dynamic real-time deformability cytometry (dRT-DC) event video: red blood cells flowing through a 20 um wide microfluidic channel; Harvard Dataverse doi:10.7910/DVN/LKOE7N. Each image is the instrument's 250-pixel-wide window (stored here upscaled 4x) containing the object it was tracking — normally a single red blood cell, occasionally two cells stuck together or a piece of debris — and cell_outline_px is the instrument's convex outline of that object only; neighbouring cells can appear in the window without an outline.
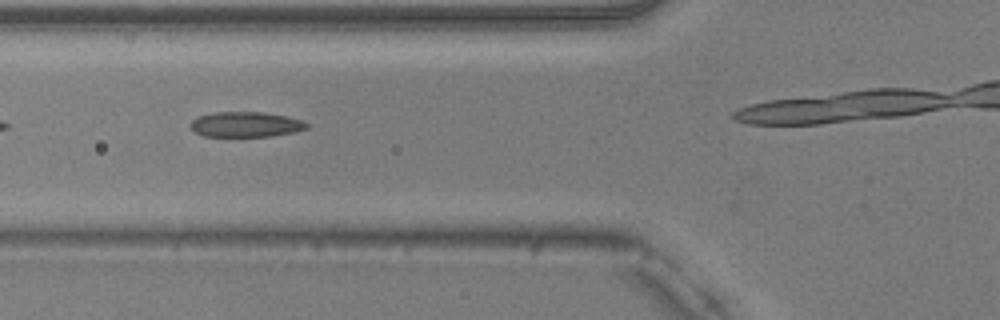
{"species": "common noctule bat (a hibernating species)", "species_latin": "Nyctalus noctula", "temperature_condition": "warm", "stored_images_in_passage": 26, "camera_frame_rate_fps": 3000, "um_per_image_px": 0.085, "animal": {"sex": "male", "body_mass_g": 20.5, "forearm_length_mm": 52.5}, "frame": {"image": 1, "passage_image": 5, "time_ms": 1.333, "image_size_px": [1000, 320], "cell_outline_px": [[308, 128], [296, 132], [272, 136], [204, 136], [196, 132], [188, 124], [192, 120], [200, 116], [212, 112], [264, 112], [288, 116], [304, 120], [308, 124]], "centroid_in_image_um": [20.93, 10.57], "position_along_channel_um": 104.9, "area_um2": 17.22}}